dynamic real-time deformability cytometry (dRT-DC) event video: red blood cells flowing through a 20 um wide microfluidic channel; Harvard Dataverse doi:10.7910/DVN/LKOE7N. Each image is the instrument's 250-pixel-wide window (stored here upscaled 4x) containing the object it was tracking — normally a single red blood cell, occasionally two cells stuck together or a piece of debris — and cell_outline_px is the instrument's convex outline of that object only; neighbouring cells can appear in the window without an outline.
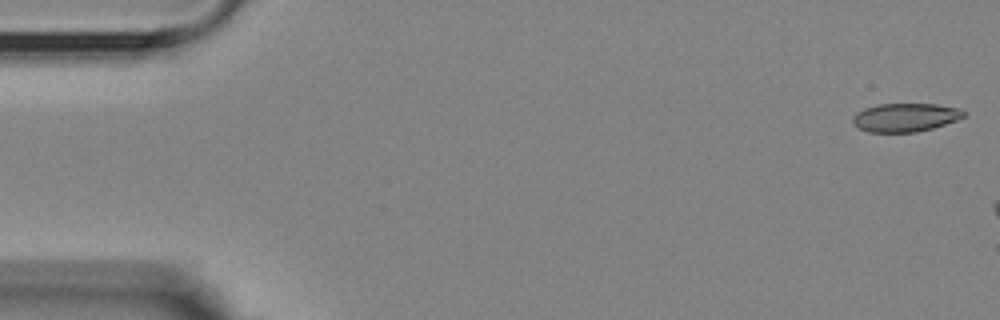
{"species": "Egyptian fruit bat (a non-hibernating species)", "species_latin": "Rousettus aegyptiacus", "temperature_condition": "room temperature", "stored_images_in_passage": 3, "camera_frame_rate_fps": 3000, "um_per_image_px": 0.085, "animal": {"sex": "female"}, "frame": {"image": 1, "passage_image": 1, "time_ms": 0.0, "image_size_px": [1000, 320], "cell_outline_px": [[964, 116], [956, 120], [932, 128], [916, 132], [868, 132], [852, 124], [852, 116], [856, 112], [864, 108], [876, 104], [936, 104], [960, 108], [964, 112]], "centroid_in_image_um": [76.9, 9.97], "position_along_channel_um": 8.1, "area_um2": 18.44}}